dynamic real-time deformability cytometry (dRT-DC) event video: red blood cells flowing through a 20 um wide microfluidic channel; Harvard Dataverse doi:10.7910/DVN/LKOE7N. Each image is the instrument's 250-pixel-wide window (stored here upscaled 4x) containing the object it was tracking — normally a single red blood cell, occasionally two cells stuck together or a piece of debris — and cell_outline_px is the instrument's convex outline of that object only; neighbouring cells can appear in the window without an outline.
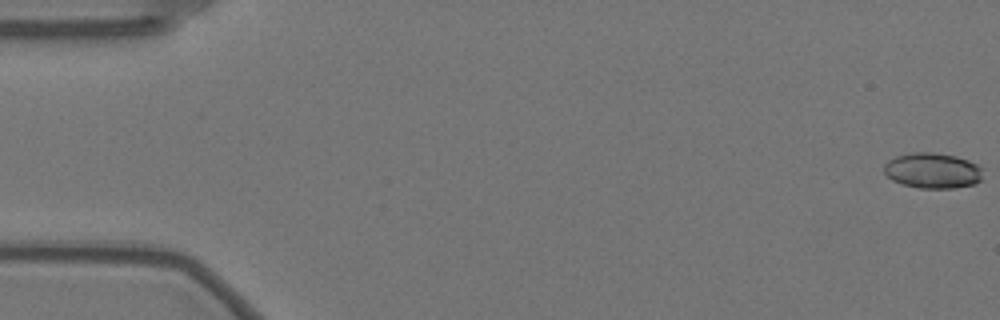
{"species": "Egyptian fruit bat (a non-hibernating species)", "species_latin": "Rousettus aegyptiacus", "temperature_condition": "warm", "stored_images_in_passage": 59, "camera_frame_rate_fps": 3000, "um_per_image_px": 0.085, "animal": {"sex": "female"}, "frame": {"image": 1, "passage_image": 1, "time_ms": 0.0, "image_size_px": [1000, 320], "cell_outline_px": [[984, 168], [980, 180], [972, 184], [952, 188], [920, 188], [904, 184], [892, 180], [884, 172], [884, 164], [888, 160], [896, 156], [916, 152], [936, 152], [956, 156], [968, 160]], "centroid_in_image_um": [79.28, 14.49], "position_along_channel_um": 5.7, "area_um2": 20.4}}
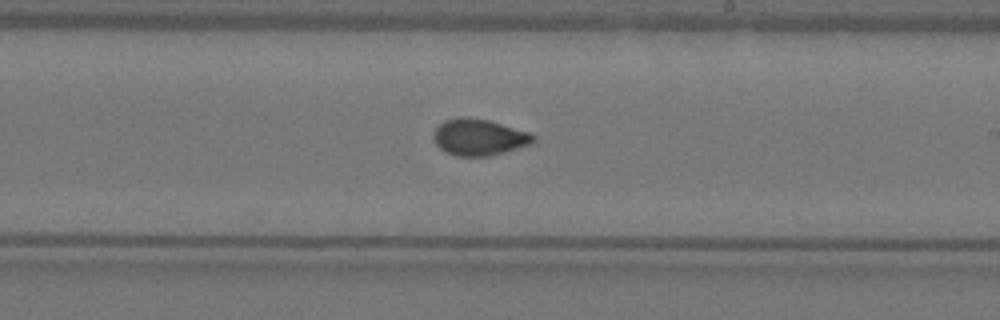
{"frame": {"image": 2, "passage_image": 34, "time_ms": 11.0, "image_size_px": [1000, 320], "cell_outline_px": [[536, 140], [528, 144], [504, 152], [488, 156], [456, 156], [444, 152], [436, 144], [432, 136], [436, 128], [444, 120], [460, 116], [464, 116], [488, 120], [528, 132], [536, 136]], "centroid_in_image_um": [40.67, 11.66], "position_along_channel_um": 248.3, "area_um2": 21.1}}
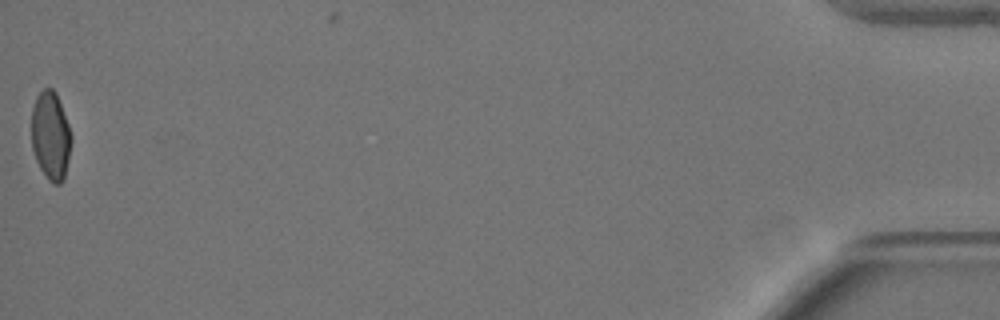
{"frame": {"image": 3, "passage_image": 58, "time_ms": 19.0, "image_size_px": [1000, 320], "cell_outline_px": [[72, 140], [64, 180], [60, 184], [52, 184], [48, 180], [40, 168], [36, 160], [32, 148], [32, 108], [36, 96], [44, 88], [52, 88], [56, 92], [68, 124], [72, 136]], "centroid_in_image_um": [4.31, 11.55], "position_along_channel_um": 430.9, "area_um2": 20.58}, "authors_computed_cell_mechanics": {"area_um2": 20.6924, "velocity_mm_per_s": 3.5278, "shape_relaxation_time_tau1_ms": 4.8402, "shape_relaxation_time_tau2_ms": 0.8933, "deformation_change_tau1": 0.1473, "deformation_change_tau2": 0.0523}}